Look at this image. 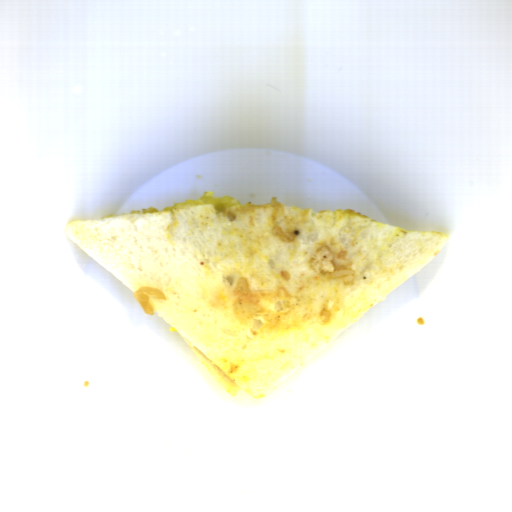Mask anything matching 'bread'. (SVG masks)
<instances>
[{
    "label": "bread",
    "mask_w": 512,
    "mask_h": 512,
    "mask_svg": "<svg viewBox=\"0 0 512 512\" xmlns=\"http://www.w3.org/2000/svg\"><path fill=\"white\" fill-rule=\"evenodd\" d=\"M63 233L154 313L231 396L266 395L391 296L445 241L280 202L73 219Z\"/></svg>",
    "instance_id": "1"
}]
</instances>
